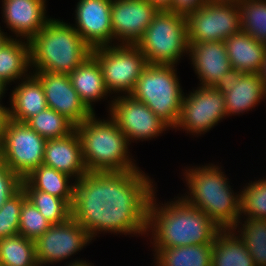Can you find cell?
<instances>
[{"label": "cell", "instance_id": "8992f818", "mask_svg": "<svg viewBox=\"0 0 266 266\" xmlns=\"http://www.w3.org/2000/svg\"><path fill=\"white\" fill-rule=\"evenodd\" d=\"M173 67L148 64L131 95L145 103L168 127L175 128L184 96Z\"/></svg>", "mask_w": 266, "mask_h": 266}, {"label": "cell", "instance_id": "4316f807", "mask_svg": "<svg viewBox=\"0 0 266 266\" xmlns=\"http://www.w3.org/2000/svg\"><path fill=\"white\" fill-rule=\"evenodd\" d=\"M21 42V43H20ZM30 63L29 41L24 44L22 41L9 39L0 48V78L6 83L21 78Z\"/></svg>", "mask_w": 266, "mask_h": 266}, {"label": "cell", "instance_id": "74e56055", "mask_svg": "<svg viewBox=\"0 0 266 266\" xmlns=\"http://www.w3.org/2000/svg\"><path fill=\"white\" fill-rule=\"evenodd\" d=\"M242 74L243 72L232 68L228 72H226L224 76L219 79L213 87L218 91L225 93L231 89V86L239 82L240 76Z\"/></svg>", "mask_w": 266, "mask_h": 266}, {"label": "cell", "instance_id": "5bb4252c", "mask_svg": "<svg viewBox=\"0 0 266 266\" xmlns=\"http://www.w3.org/2000/svg\"><path fill=\"white\" fill-rule=\"evenodd\" d=\"M159 11L148 0H113L111 4L113 39L120 38L122 44L135 45Z\"/></svg>", "mask_w": 266, "mask_h": 266}, {"label": "cell", "instance_id": "83f0119b", "mask_svg": "<svg viewBox=\"0 0 266 266\" xmlns=\"http://www.w3.org/2000/svg\"><path fill=\"white\" fill-rule=\"evenodd\" d=\"M21 188L26 198L52 225L66 222L71 217V206L64 199L35 190L25 179L22 180Z\"/></svg>", "mask_w": 266, "mask_h": 266}, {"label": "cell", "instance_id": "e575fe53", "mask_svg": "<svg viewBox=\"0 0 266 266\" xmlns=\"http://www.w3.org/2000/svg\"><path fill=\"white\" fill-rule=\"evenodd\" d=\"M26 194L21 188L0 207V239L19 234V219Z\"/></svg>", "mask_w": 266, "mask_h": 266}, {"label": "cell", "instance_id": "2e32d148", "mask_svg": "<svg viewBox=\"0 0 266 266\" xmlns=\"http://www.w3.org/2000/svg\"><path fill=\"white\" fill-rule=\"evenodd\" d=\"M112 0H80L76 8L75 30L92 48L108 46L113 38Z\"/></svg>", "mask_w": 266, "mask_h": 266}, {"label": "cell", "instance_id": "cb8c5ba5", "mask_svg": "<svg viewBox=\"0 0 266 266\" xmlns=\"http://www.w3.org/2000/svg\"><path fill=\"white\" fill-rule=\"evenodd\" d=\"M221 229L214 240L211 266H255L241 238Z\"/></svg>", "mask_w": 266, "mask_h": 266}, {"label": "cell", "instance_id": "d6986e66", "mask_svg": "<svg viewBox=\"0 0 266 266\" xmlns=\"http://www.w3.org/2000/svg\"><path fill=\"white\" fill-rule=\"evenodd\" d=\"M4 17L15 34L29 41L47 24L44 0H4Z\"/></svg>", "mask_w": 266, "mask_h": 266}, {"label": "cell", "instance_id": "3957f363", "mask_svg": "<svg viewBox=\"0 0 266 266\" xmlns=\"http://www.w3.org/2000/svg\"><path fill=\"white\" fill-rule=\"evenodd\" d=\"M30 64L36 71L69 75L92 54V48L72 27L50 19L29 40Z\"/></svg>", "mask_w": 266, "mask_h": 266}, {"label": "cell", "instance_id": "5b68a950", "mask_svg": "<svg viewBox=\"0 0 266 266\" xmlns=\"http://www.w3.org/2000/svg\"><path fill=\"white\" fill-rule=\"evenodd\" d=\"M186 177L193 196L183 199L202 210L220 229H236L241 214L240 196L232 195L223 172L215 166H204L189 170Z\"/></svg>", "mask_w": 266, "mask_h": 266}, {"label": "cell", "instance_id": "b9f144b4", "mask_svg": "<svg viewBox=\"0 0 266 266\" xmlns=\"http://www.w3.org/2000/svg\"><path fill=\"white\" fill-rule=\"evenodd\" d=\"M241 0H206V3L238 4Z\"/></svg>", "mask_w": 266, "mask_h": 266}, {"label": "cell", "instance_id": "8fae6325", "mask_svg": "<svg viewBox=\"0 0 266 266\" xmlns=\"http://www.w3.org/2000/svg\"><path fill=\"white\" fill-rule=\"evenodd\" d=\"M226 116L224 94L213 86H201L183 98L176 127L201 133L211 129Z\"/></svg>", "mask_w": 266, "mask_h": 266}, {"label": "cell", "instance_id": "ac0fdd59", "mask_svg": "<svg viewBox=\"0 0 266 266\" xmlns=\"http://www.w3.org/2000/svg\"><path fill=\"white\" fill-rule=\"evenodd\" d=\"M189 52L202 86H214L232 69L224 41L189 43Z\"/></svg>", "mask_w": 266, "mask_h": 266}, {"label": "cell", "instance_id": "e0dca14e", "mask_svg": "<svg viewBox=\"0 0 266 266\" xmlns=\"http://www.w3.org/2000/svg\"><path fill=\"white\" fill-rule=\"evenodd\" d=\"M43 164L76 176L79 180L88 171L85 166L82 145L76 131L62 138L48 139L44 150Z\"/></svg>", "mask_w": 266, "mask_h": 266}, {"label": "cell", "instance_id": "8d00e7d4", "mask_svg": "<svg viewBox=\"0 0 266 266\" xmlns=\"http://www.w3.org/2000/svg\"><path fill=\"white\" fill-rule=\"evenodd\" d=\"M206 3V0H172L169 11L187 16Z\"/></svg>", "mask_w": 266, "mask_h": 266}, {"label": "cell", "instance_id": "60d3db41", "mask_svg": "<svg viewBox=\"0 0 266 266\" xmlns=\"http://www.w3.org/2000/svg\"><path fill=\"white\" fill-rule=\"evenodd\" d=\"M260 77L262 79L265 91H266V58L264 60L263 66L260 70Z\"/></svg>", "mask_w": 266, "mask_h": 266}, {"label": "cell", "instance_id": "7bdbcfd3", "mask_svg": "<svg viewBox=\"0 0 266 266\" xmlns=\"http://www.w3.org/2000/svg\"><path fill=\"white\" fill-rule=\"evenodd\" d=\"M10 38L5 36L2 31L0 30V48L3 46L4 43H6Z\"/></svg>", "mask_w": 266, "mask_h": 266}, {"label": "cell", "instance_id": "9a60e30c", "mask_svg": "<svg viewBox=\"0 0 266 266\" xmlns=\"http://www.w3.org/2000/svg\"><path fill=\"white\" fill-rule=\"evenodd\" d=\"M34 75L44 88L47 107L64 116L75 127L93 113L80 100L69 75L39 71Z\"/></svg>", "mask_w": 266, "mask_h": 266}, {"label": "cell", "instance_id": "277c9868", "mask_svg": "<svg viewBox=\"0 0 266 266\" xmlns=\"http://www.w3.org/2000/svg\"><path fill=\"white\" fill-rule=\"evenodd\" d=\"M88 172H126L136 170L127 156L126 135L112 120L98 121L92 113L75 127Z\"/></svg>", "mask_w": 266, "mask_h": 266}, {"label": "cell", "instance_id": "7402d4cb", "mask_svg": "<svg viewBox=\"0 0 266 266\" xmlns=\"http://www.w3.org/2000/svg\"><path fill=\"white\" fill-rule=\"evenodd\" d=\"M69 78L80 100L94 113L91 102L108 93L98 61L89 56L69 74Z\"/></svg>", "mask_w": 266, "mask_h": 266}, {"label": "cell", "instance_id": "ee69618b", "mask_svg": "<svg viewBox=\"0 0 266 266\" xmlns=\"http://www.w3.org/2000/svg\"><path fill=\"white\" fill-rule=\"evenodd\" d=\"M68 266H91V265L87 264L86 261L85 262H83V261H79V262L75 261L71 265L69 264Z\"/></svg>", "mask_w": 266, "mask_h": 266}, {"label": "cell", "instance_id": "603a6c76", "mask_svg": "<svg viewBox=\"0 0 266 266\" xmlns=\"http://www.w3.org/2000/svg\"><path fill=\"white\" fill-rule=\"evenodd\" d=\"M224 94L226 115L244 112L260 102L266 91L260 73H243L239 82Z\"/></svg>", "mask_w": 266, "mask_h": 266}, {"label": "cell", "instance_id": "836d02e7", "mask_svg": "<svg viewBox=\"0 0 266 266\" xmlns=\"http://www.w3.org/2000/svg\"><path fill=\"white\" fill-rule=\"evenodd\" d=\"M239 196L240 213H247L248 218L266 219V180L249 184Z\"/></svg>", "mask_w": 266, "mask_h": 266}, {"label": "cell", "instance_id": "30bf717a", "mask_svg": "<svg viewBox=\"0 0 266 266\" xmlns=\"http://www.w3.org/2000/svg\"><path fill=\"white\" fill-rule=\"evenodd\" d=\"M186 21L189 43L224 41L241 31L239 4L205 3Z\"/></svg>", "mask_w": 266, "mask_h": 266}, {"label": "cell", "instance_id": "1f68e13d", "mask_svg": "<svg viewBox=\"0 0 266 266\" xmlns=\"http://www.w3.org/2000/svg\"><path fill=\"white\" fill-rule=\"evenodd\" d=\"M240 238L255 266H266V219L249 217L243 224Z\"/></svg>", "mask_w": 266, "mask_h": 266}, {"label": "cell", "instance_id": "6da1fadb", "mask_svg": "<svg viewBox=\"0 0 266 266\" xmlns=\"http://www.w3.org/2000/svg\"><path fill=\"white\" fill-rule=\"evenodd\" d=\"M138 169L87 172L74 184L71 217L92 239L96 231L142 233L148 229L151 181Z\"/></svg>", "mask_w": 266, "mask_h": 266}, {"label": "cell", "instance_id": "f6af8a7d", "mask_svg": "<svg viewBox=\"0 0 266 266\" xmlns=\"http://www.w3.org/2000/svg\"><path fill=\"white\" fill-rule=\"evenodd\" d=\"M6 82L4 81V80H2L1 78H0V99H1V95H2V93H4L3 91H5L4 89H5V87H6Z\"/></svg>", "mask_w": 266, "mask_h": 266}, {"label": "cell", "instance_id": "7a4b0ae2", "mask_svg": "<svg viewBox=\"0 0 266 266\" xmlns=\"http://www.w3.org/2000/svg\"><path fill=\"white\" fill-rule=\"evenodd\" d=\"M153 198L154 194L148 206V228H154L156 248L214 244L221 229L202 210L183 198L158 208Z\"/></svg>", "mask_w": 266, "mask_h": 266}, {"label": "cell", "instance_id": "d4e9b609", "mask_svg": "<svg viewBox=\"0 0 266 266\" xmlns=\"http://www.w3.org/2000/svg\"><path fill=\"white\" fill-rule=\"evenodd\" d=\"M213 244L156 248L157 266H211Z\"/></svg>", "mask_w": 266, "mask_h": 266}, {"label": "cell", "instance_id": "52a82bcc", "mask_svg": "<svg viewBox=\"0 0 266 266\" xmlns=\"http://www.w3.org/2000/svg\"><path fill=\"white\" fill-rule=\"evenodd\" d=\"M135 45L149 65H174L189 50L186 16L160 10Z\"/></svg>", "mask_w": 266, "mask_h": 266}, {"label": "cell", "instance_id": "484cf974", "mask_svg": "<svg viewBox=\"0 0 266 266\" xmlns=\"http://www.w3.org/2000/svg\"><path fill=\"white\" fill-rule=\"evenodd\" d=\"M69 175L41 164L25 180L35 189L73 203L74 185H68Z\"/></svg>", "mask_w": 266, "mask_h": 266}, {"label": "cell", "instance_id": "7c38bea8", "mask_svg": "<svg viewBox=\"0 0 266 266\" xmlns=\"http://www.w3.org/2000/svg\"><path fill=\"white\" fill-rule=\"evenodd\" d=\"M90 240L87 231L72 217L66 222L52 225L34 241L38 266L66 259Z\"/></svg>", "mask_w": 266, "mask_h": 266}, {"label": "cell", "instance_id": "ba28073f", "mask_svg": "<svg viewBox=\"0 0 266 266\" xmlns=\"http://www.w3.org/2000/svg\"><path fill=\"white\" fill-rule=\"evenodd\" d=\"M46 142L26 123L10 119L0 142V160L24 180L43 164Z\"/></svg>", "mask_w": 266, "mask_h": 266}, {"label": "cell", "instance_id": "f35d334b", "mask_svg": "<svg viewBox=\"0 0 266 266\" xmlns=\"http://www.w3.org/2000/svg\"><path fill=\"white\" fill-rule=\"evenodd\" d=\"M10 120V110L0 104V142L3 138L4 131L6 130L7 124Z\"/></svg>", "mask_w": 266, "mask_h": 266}, {"label": "cell", "instance_id": "4dcf8cb0", "mask_svg": "<svg viewBox=\"0 0 266 266\" xmlns=\"http://www.w3.org/2000/svg\"><path fill=\"white\" fill-rule=\"evenodd\" d=\"M241 31L266 45V0H241Z\"/></svg>", "mask_w": 266, "mask_h": 266}, {"label": "cell", "instance_id": "4fadbf2b", "mask_svg": "<svg viewBox=\"0 0 266 266\" xmlns=\"http://www.w3.org/2000/svg\"><path fill=\"white\" fill-rule=\"evenodd\" d=\"M113 104V105H112ZM111 104V119L129 139L155 137L168 126L143 102L132 95L119 97Z\"/></svg>", "mask_w": 266, "mask_h": 266}, {"label": "cell", "instance_id": "d590c367", "mask_svg": "<svg viewBox=\"0 0 266 266\" xmlns=\"http://www.w3.org/2000/svg\"><path fill=\"white\" fill-rule=\"evenodd\" d=\"M22 179L0 160V207L21 189Z\"/></svg>", "mask_w": 266, "mask_h": 266}, {"label": "cell", "instance_id": "ab89813d", "mask_svg": "<svg viewBox=\"0 0 266 266\" xmlns=\"http://www.w3.org/2000/svg\"><path fill=\"white\" fill-rule=\"evenodd\" d=\"M152 5L157 7L159 10H168L170 9L172 0H148Z\"/></svg>", "mask_w": 266, "mask_h": 266}, {"label": "cell", "instance_id": "44dd1931", "mask_svg": "<svg viewBox=\"0 0 266 266\" xmlns=\"http://www.w3.org/2000/svg\"><path fill=\"white\" fill-rule=\"evenodd\" d=\"M27 78L12 92L10 119L16 122L25 123L47 108L42 84L35 75Z\"/></svg>", "mask_w": 266, "mask_h": 266}, {"label": "cell", "instance_id": "ffe728a7", "mask_svg": "<svg viewBox=\"0 0 266 266\" xmlns=\"http://www.w3.org/2000/svg\"><path fill=\"white\" fill-rule=\"evenodd\" d=\"M231 68L243 73H260L266 58V45L245 32L224 40Z\"/></svg>", "mask_w": 266, "mask_h": 266}, {"label": "cell", "instance_id": "d6a6232c", "mask_svg": "<svg viewBox=\"0 0 266 266\" xmlns=\"http://www.w3.org/2000/svg\"><path fill=\"white\" fill-rule=\"evenodd\" d=\"M52 224L39 212V210L26 198L19 219V234L35 241L43 235Z\"/></svg>", "mask_w": 266, "mask_h": 266}, {"label": "cell", "instance_id": "f1b7e54d", "mask_svg": "<svg viewBox=\"0 0 266 266\" xmlns=\"http://www.w3.org/2000/svg\"><path fill=\"white\" fill-rule=\"evenodd\" d=\"M1 266H38L35 243L20 234L0 239Z\"/></svg>", "mask_w": 266, "mask_h": 266}, {"label": "cell", "instance_id": "f546056e", "mask_svg": "<svg viewBox=\"0 0 266 266\" xmlns=\"http://www.w3.org/2000/svg\"><path fill=\"white\" fill-rule=\"evenodd\" d=\"M25 123L46 140L62 138L75 131V126L69 120L48 107Z\"/></svg>", "mask_w": 266, "mask_h": 266}, {"label": "cell", "instance_id": "9c48e42d", "mask_svg": "<svg viewBox=\"0 0 266 266\" xmlns=\"http://www.w3.org/2000/svg\"><path fill=\"white\" fill-rule=\"evenodd\" d=\"M99 63L107 91L133 93L141 72L148 65L142 51L136 45L102 46L91 54Z\"/></svg>", "mask_w": 266, "mask_h": 266}]
</instances>
